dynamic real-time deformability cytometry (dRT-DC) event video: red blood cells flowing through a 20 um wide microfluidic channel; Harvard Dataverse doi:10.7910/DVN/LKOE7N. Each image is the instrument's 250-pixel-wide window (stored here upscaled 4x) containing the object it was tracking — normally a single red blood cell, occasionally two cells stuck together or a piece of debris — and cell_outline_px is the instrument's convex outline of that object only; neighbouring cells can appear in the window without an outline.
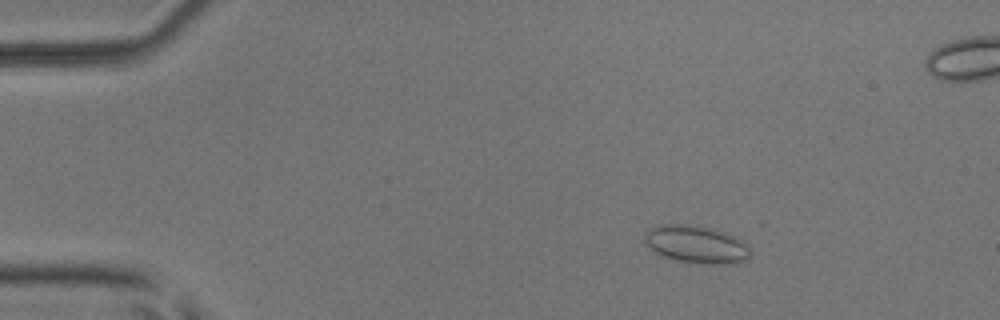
{"species": "common noctule bat (a hibernating species)", "species_latin": "Nyctalus noctula", "temperature_condition": "room temperature", "stored_images_in_passage": 53, "segment_of_instrument_passage": [1, 2], "camera_frame_rate_fps": 3000, "um_per_image_px": 0.085, "animal": {"sex": "male", "body_mass_g": 17.9, "forearm_length_mm": 54.2}, "frame": {"image": 1, "passage_image": 9, "time_ms": 2.667, "image_size_px": [1000, 320], "cell_outline_px": [[752, 248], [748, 256], [744, 260], [732, 264], [704, 264], [676, 260], [664, 256], [656, 252], [644, 240], [644, 232], [652, 228], [664, 224], [688, 224], [708, 228], [724, 232], [736, 236], [744, 240]], "centroid_in_image_um": [59.24, 20.77], "position_along_channel_um": 25.8, "area_um2": 23.12}}
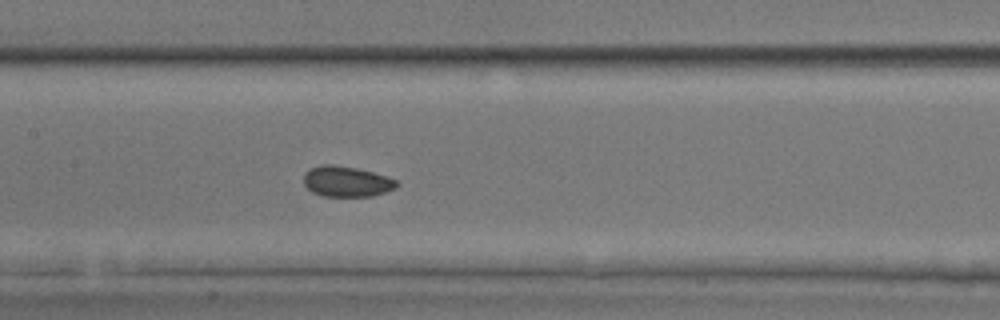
{"frame": {"image": 2, "passage_image": 26, "time_ms": 8.333, "image_size_px": [1000, 320], "cell_outline_px": [[400, 184], [396, 188], [372, 196], [320, 196], [312, 192], [304, 184], [304, 172], [308, 168], [320, 164], [336, 164], [356, 168], [372, 172], [396, 180]], "centroid_in_image_um": [29.41, 15.41], "position_along_channel_um": 178.0, "area_um2": 16.7}}
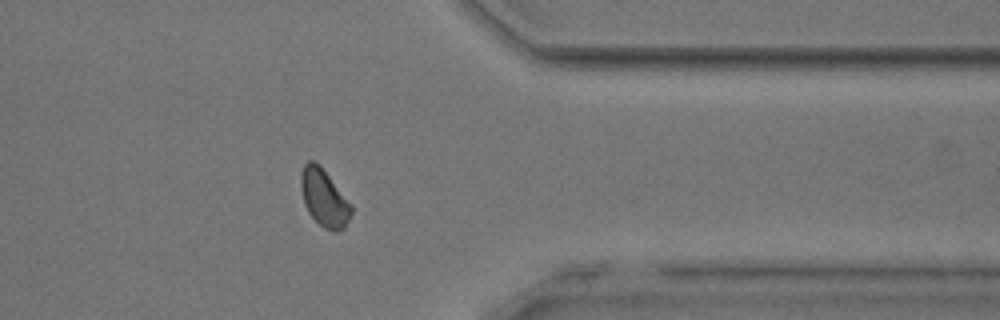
{"frame": {"image": 3, "passage_image": 42, "time_ms": 13.667, "image_size_px": [1000, 320], "cell_outline_px": [[352, 212], [344, 228], [336, 232], [332, 232], [324, 228], [308, 212], [304, 204], [300, 188], [300, 176], [304, 164], [308, 160], [316, 160], [320, 164], [352, 204]], "centroid_in_image_um": [27.54, 16.79], "position_along_channel_um": 383.9, "area_um2": 17.05}}